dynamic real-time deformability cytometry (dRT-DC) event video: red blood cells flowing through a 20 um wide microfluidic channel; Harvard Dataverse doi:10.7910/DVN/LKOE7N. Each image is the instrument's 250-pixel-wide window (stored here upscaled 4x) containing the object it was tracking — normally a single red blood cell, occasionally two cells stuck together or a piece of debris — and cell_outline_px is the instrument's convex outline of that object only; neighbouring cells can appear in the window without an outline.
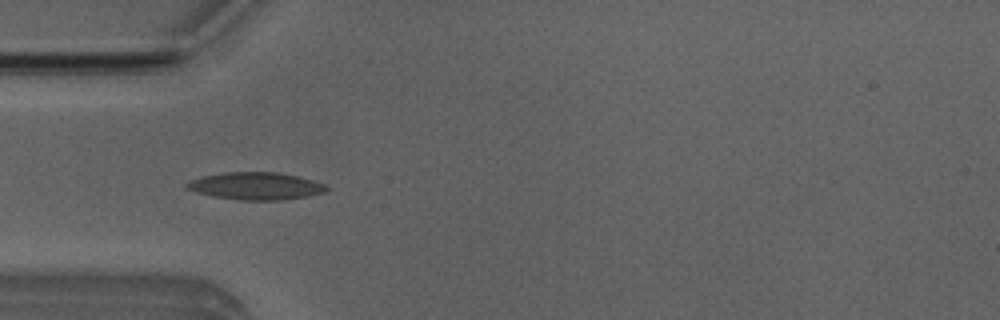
{"species": "Egyptian fruit bat (a non-hibernating species)", "species_latin": "Rousettus aegyptiacus", "temperature_condition": "room temperature", "stored_images_in_passage": 45, "camera_frame_rate_fps": 3000, "um_per_image_px": 0.085, "animal": {"sex": "male"}, "frame": {"image": 1, "passage_image": 9, "time_ms": 2.667, "image_size_px": [1000, 320], "cell_outline_px": [[328, 192], [308, 196], [284, 200], [240, 200], [212, 196], [196, 192], [184, 188], [184, 184], [200, 176], [224, 172], [276, 172], [296, 176], [312, 180], [324, 184], [328, 188]], "centroid_in_image_um": [21.72, 15.81], "position_along_channel_um": 63.3, "area_um2": 22.43}}
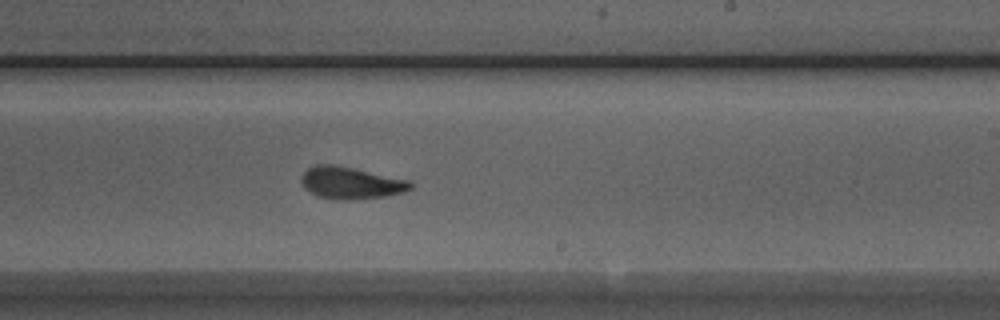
{"frame": {"image": 2, "passage_image": 24, "time_ms": 7.667, "image_size_px": [1000, 320], "cell_outline_px": [[412, 188], [404, 192], [384, 196], [352, 200], [340, 200], [320, 196], [304, 188], [300, 180], [300, 176], [308, 168], [316, 164], [332, 164], [352, 168], [408, 180], [412, 184]], "centroid_in_image_um": [29.79, 15.55], "position_along_channel_um": 259.2, "area_um2": 20.11}}
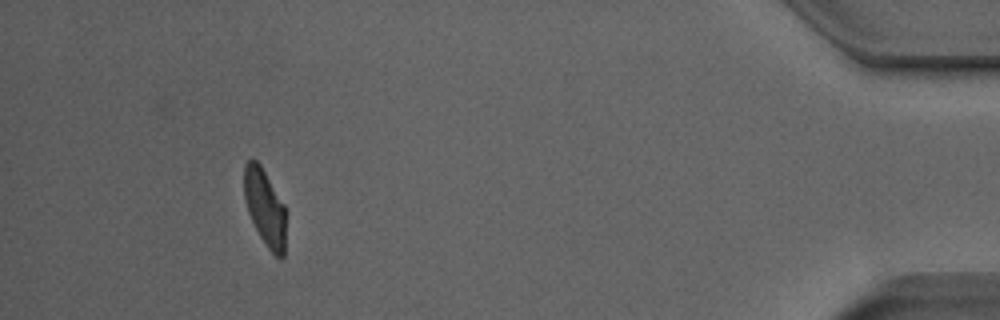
{"frame": {"image": 3, "passage_image": 41, "time_ms": 13.333, "image_size_px": [1000, 320], "cell_outline_px": [[284, 256], [280, 260], [268, 248], [260, 236], [248, 212], [244, 200], [244, 164], [252, 156], [260, 164], [284, 204]], "centroid_in_image_um": [22.48, 17.59], "position_along_channel_um": 412.7, "area_um2": 18.44}, "authors_computed_cell_mechanics": {"area_um2": 20.0566, "velocity_mm_per_s": 3.9289, "shape_relaxation_time_tau1_ms": 5.0968, "shape_relaxation_time_tau2_ms": 1.7199, "deformation_change_tau1": 0.1593, "deformation_change_tau2": 0.0915}}